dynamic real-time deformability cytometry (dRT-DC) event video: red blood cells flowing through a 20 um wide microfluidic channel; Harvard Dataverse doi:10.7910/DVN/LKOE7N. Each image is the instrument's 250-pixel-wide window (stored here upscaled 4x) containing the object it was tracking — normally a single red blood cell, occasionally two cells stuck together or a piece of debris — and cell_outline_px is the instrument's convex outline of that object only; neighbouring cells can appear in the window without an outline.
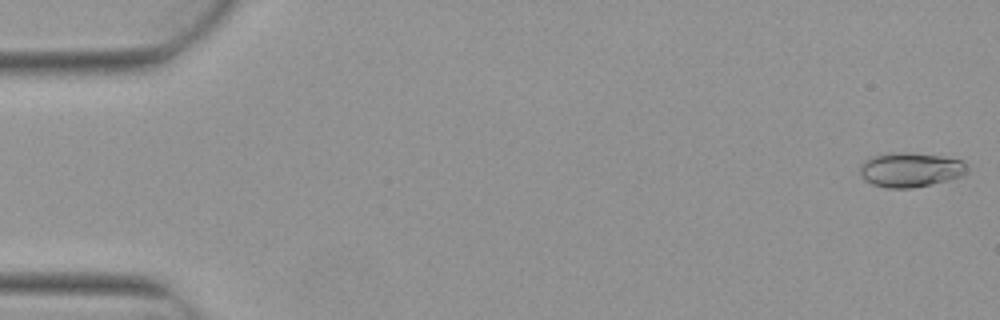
{"species": "Egyptian fruit bat (a non-hibernating species)", "species_latin": "Rousettus aegyptiacus", "temperature_condition": "warm", "stored_images_in_passage": 5, "camera_frame_rate_fps": 3000, "um_per_image_px": 0.085, "animal": {"sex": "female"}, "frame": {"image": 1, "passage_image": 1, "time_ms": 0.0, "image_size_px": [1000, 320], "cell_outline_px": [[968, 172], [960, 176], [948, 180], [932, 184], [912, 188], [884, 188], [872, 184], [864, 180], [860, 176], [860, 168], [864, 160], [872, 156], [888, 152], [912, 152], [944, 156], [964, 160], [968, 164]], "centroid_in_image_um": [77.39, 14.41], "position_along_channel_um": 7.6, "area_um2": 22.08}}
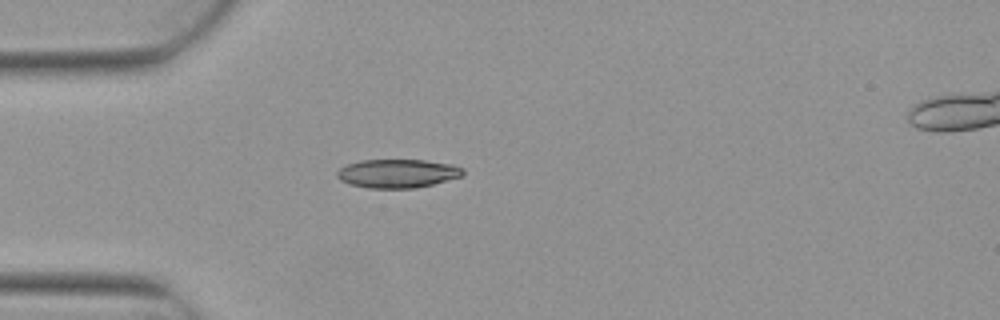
{"frame": {"image": 2, "passage_image": 5, "time_ms": 1.333, "image_size_px": [1000, 320], "cell_outline_px": [[464, 176], [416, 188], [368, 188], [348, 184], [340, 180], [336, 176], [336, 172], [340, 168], [348, 164], [360, 160], [424, 160], [452, 164], [464, 168]], "centroid_in_image_um": [33.79, 14.74], "position_along_channel_um": 51.2, "area_um2": 21.15}}